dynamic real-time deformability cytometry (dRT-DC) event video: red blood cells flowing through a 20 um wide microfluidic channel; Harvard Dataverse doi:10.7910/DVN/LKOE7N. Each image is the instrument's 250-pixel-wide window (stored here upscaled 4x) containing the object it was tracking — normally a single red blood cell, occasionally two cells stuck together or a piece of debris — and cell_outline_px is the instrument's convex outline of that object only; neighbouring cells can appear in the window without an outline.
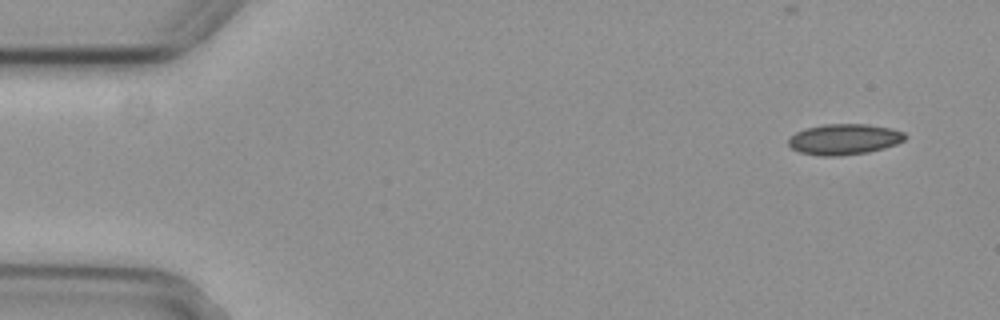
{"species": "common noctule bat (a hibernating species)", "species_latin": "Nyctalus noctula", "temperature_condition": "cold", "stored_images_in_passage": 5, "camera_frame_rate_fps": 3000, "um_per_image_px": 0.085, "animal": {"sex": "female", "body_mass_g": 29.2, "forearm_length_mm": 56.3}, "frame": {"image": 1, "passage_image": 2, "time_ms": 0.333, "image_size_px": [1000, 320], "cell_outline_px": [[908, 136], [904, 140], [896, 144], [884, 148], [868, 152], [840, 156], [824, 156], [800, 152], [792, 148], [788, 144], [788, 140], [796, 132], [804, 128], [824, 124], [868, 124], [892, 128], [904, 132]], "centroid_in_image_um": [71.78, 11.83], "position_along_channel_um": 13.2, "area_um2": 20.98}}
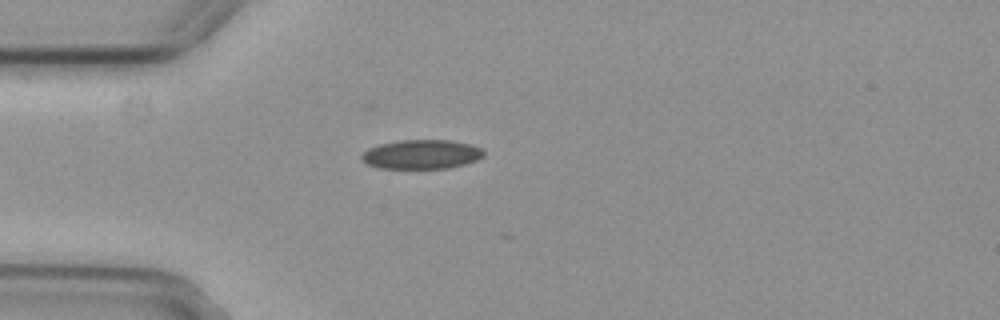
{"frame": {"image": 2, "passage_image": 5, "time_ms": 1.333, "image_size_px": [1000, 320], "cell_outline_px": [[484, 156], [476, 160], [464, 164], [448, 168], [380, 168], [368, 164], [360, 156], [368, 148], [380, 144], [400, 140], [452, 140], [472, 144], [480, 148], [484, 152]], "centroid_in_image_um": [35.85, 13.11], "position_along_channel_um": 49.1, "area_um2": 20.69}}